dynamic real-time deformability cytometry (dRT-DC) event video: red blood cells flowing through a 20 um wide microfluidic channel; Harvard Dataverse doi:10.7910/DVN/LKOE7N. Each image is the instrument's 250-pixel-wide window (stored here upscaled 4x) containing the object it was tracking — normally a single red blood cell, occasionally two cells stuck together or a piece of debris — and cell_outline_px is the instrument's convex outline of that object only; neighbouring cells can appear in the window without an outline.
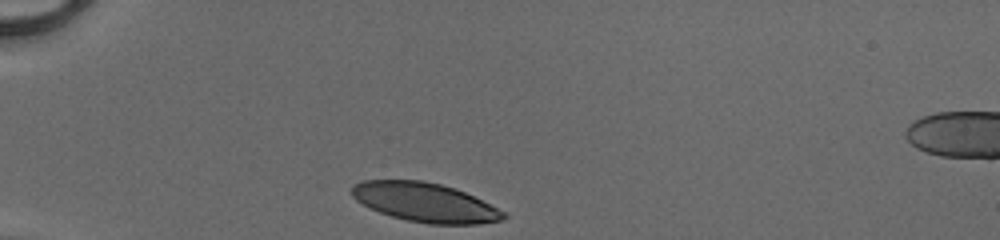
{"species": "human", "species_latin": "Homo sapiens", "temperature_condition": "cold", "stored_images_in_passage": 29, "camera_frame_rate_fps": 3000, "um_per_image_px": 0.085, "donor": {"sex": "male"}, "frame": {"image": 1, "passage_image": 1, "time_ms": 0.0, "image_size_px": [1000, 240], "cell_outline_px": [[508, 216], [500, 220], [476, 224], [428, 224], [408, 220], [392, 216], [380, 212], [356, 200], [352, 196], [352, 184], [364, 180], [420, 180], [440, 184], [456, 188], [504, 212]], "centroid_in_image_um": [36.09, 17.19], "position_along_channel_um": 48.9, "area_um2": 34.1}}
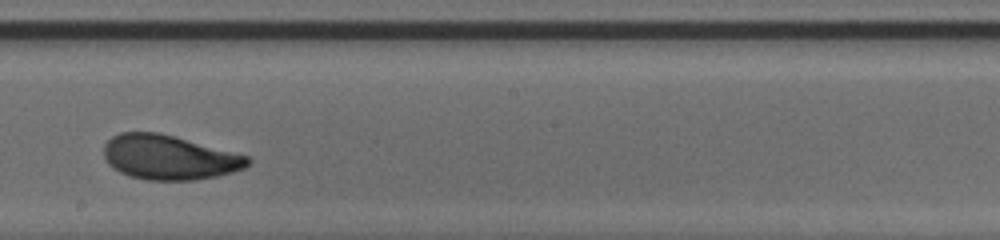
{"frame": {"image": 2, "passage_image": 17, "time_ms": 5.333, "image_size_px": [1000, 240], "cell_outline_px": [[252, 164], [244, 168], [232, 172], [216, 176], [196, 180], [148, 180], [128, 176], [112, 168], [108, 164], [104, 156], [104, 144], [112, 136], [120, 132], [160, 132], [248, 156], [252, 160]], "centroid_in_image_um": [14.36, 13.38], "position_along_channel_um": 233.8, "area_um2": 37.51}}
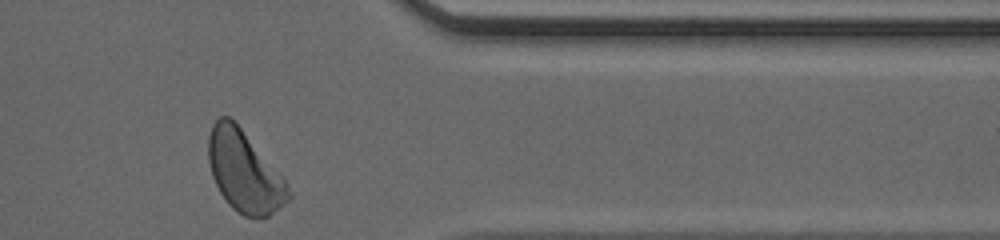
{"frame": {"image": 3, "passage_image": 29, "time_ms": 9.333, "image_size_px": [1000, 240], "cell_outline_px": [[292, 196], [284, 204], [268, 216], [244, 216], [236, 212], [228, 204], [220, 192], [212, 176], [208, 160], [208, 136], [212, 124], [220, 116], [228, 116], [240, 128], [284, 180]], "centroid_in_image_um": [20.72, 14.6], "position_along_channel_um": 390.7, "area_um2": 36.82}, "authors_computed_cell_mechanics": {"area_um2": 37.281, "velocity_mm_per_s": 4.1246, "shape_relaxation_time_tau1_ms": 2.5166, "shape_relaxation_time_tau2_ms": 1.3315, "deformation_change_tau1": 0.1472, "deformation_change_tau2": 0.0592}}